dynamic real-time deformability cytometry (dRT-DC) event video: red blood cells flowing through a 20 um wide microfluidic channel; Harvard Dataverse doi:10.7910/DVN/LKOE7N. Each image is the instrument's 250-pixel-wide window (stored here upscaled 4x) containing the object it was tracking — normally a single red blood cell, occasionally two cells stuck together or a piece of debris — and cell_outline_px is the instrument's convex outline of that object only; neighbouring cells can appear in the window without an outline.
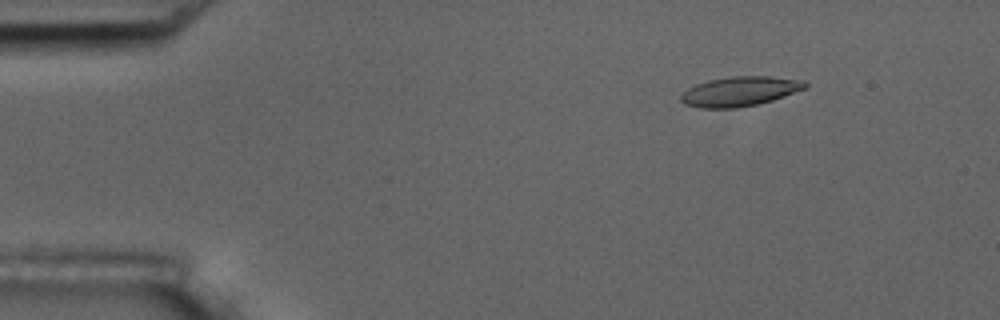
{"species": "common noctule bat (a hibernating species)", "species_latin": "Nyctalus noctula", "temperature_condition": "room temperature", "stored_images_in_passage": 7, "camera_frame_rate_fps": 3000, "um_per_image_px": 0.085, "animal": {"sex": "male", "body_mass_g": 17.5, "forearm_length_mm": 52.3}, "frame": {"image": 1, "passage_image": 3, "time_ms": 2.333, "image_size_px": [1000, 320], "cell_outline_px": [[808, 84], [804, 88], [784, 96], [772, 100], [756, 104], [736, 108], [700, 108], [684, 104], [680, 100], [680, 96], [688, 88], [696, 84], [708, 80], [732, 76], [768, 76], [804, 80]], "centroid_in_image_um": [62.85, 7.76], "position_along_channel_um": 22.1, "area_um2": 21.33}}
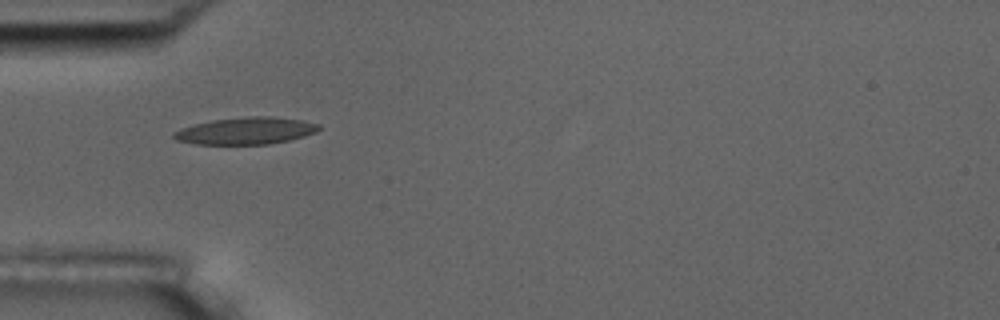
{"frame": {"image": 2, "passage_image": 6, "time_ms": 5.667, "image_size_px": [1000, 320], "cell_outline_px": [[320, 128], [316, 132], [304, 136], [288, 140], [268, 144], [196, 144], [176, 140], [172, 136], [172, 132], [180, 128], [192, 124], [212, 120], [248, 116], [272, 116], [300, 120], [320, 124]], "centroid_in_image_um": [20.86, 11.11], "position_along_channel_um": 64.1, "area_um2": 22.89}}